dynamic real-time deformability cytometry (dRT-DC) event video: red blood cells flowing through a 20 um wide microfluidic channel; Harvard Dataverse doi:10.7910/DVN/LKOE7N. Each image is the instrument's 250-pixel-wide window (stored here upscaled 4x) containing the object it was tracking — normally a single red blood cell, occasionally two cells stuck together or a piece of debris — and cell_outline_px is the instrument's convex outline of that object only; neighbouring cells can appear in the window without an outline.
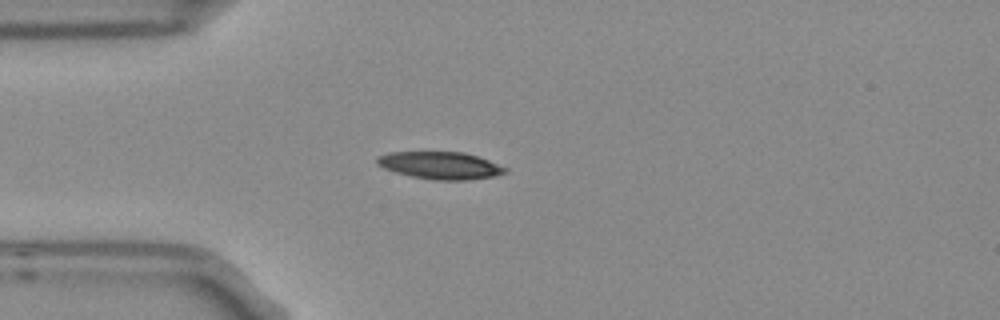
{"species": "Egyptian fruit bat (a non-hibernating species)", "species_latin": "Rousettus aegyptiacus", "temperature_condition": "room temperature", "stored_images_in_passage": 1, "camera_frame_rate_fps": 3000, "um_per_image_px": 0.085, "frame": {"image": 1, "passage_image": 1, "time_ms": 0.0, "image_size_px": [1000, 320], "cell_outline_px": [[508, 172], [492, 176], [464, 180], [436, 180], [412, 176], [396, 172], [384, 168], [376, 164], [376, 160], [380, 156], [388, 152], [464, 152], [488, 160], [508, 168]], "centroid_in_image_um": [37.43, 14.05], "position_along_channel_um": 47.6, "area_um2": 20.17}}